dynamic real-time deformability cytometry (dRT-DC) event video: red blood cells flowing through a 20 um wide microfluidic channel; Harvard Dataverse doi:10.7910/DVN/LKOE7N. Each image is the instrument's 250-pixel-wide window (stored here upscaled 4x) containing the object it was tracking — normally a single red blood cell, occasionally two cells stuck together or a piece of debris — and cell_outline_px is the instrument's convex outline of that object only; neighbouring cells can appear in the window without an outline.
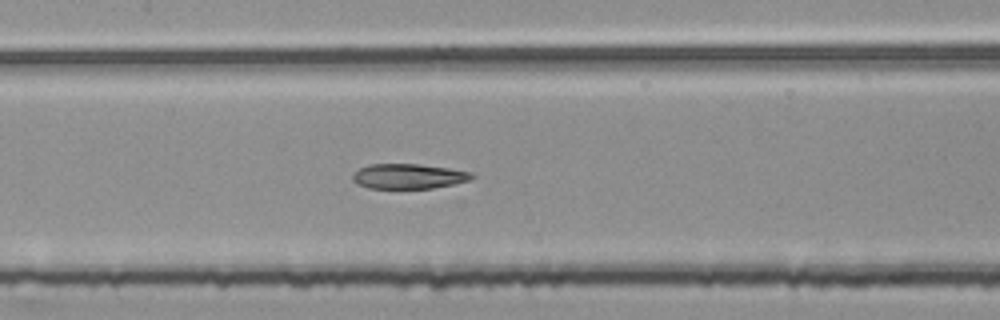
{"species": "common noctule bat (a hibernating species)", "species_latin": "Nyctalus noctula", "temperature_condition": "room temperature", "stored_images_in_passage": 54, "segment_of_instrument_passage": [2, 2], "camera_frame_rate_fps": 3000, "um_per_image_px": 0.085, "animal": {"sex": "female", "body_mass_g": 25.1}, "frame": {"image": 1, "passage_image": 26, "time_ms": 8.333, "image_size_px": [1000, 320], "cell_outline_px": [[476, 176], [468, 180], [452, 184], [432, 188], [368, 188], [356, 184], [352, 180], [352, 176], [360, 168], [368, 164], [420, 164], [448, 168], [472, 172]], "centroid_in_image_um": [34.7, 14.98], "position_along_channel_um": 172.7, "area_um2": 17.28}}
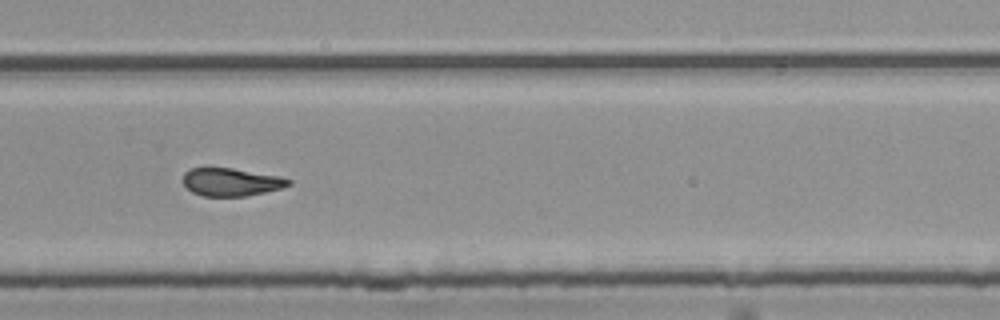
{"frame": {"image": 2, "passage_image": 37, "time_ms": 12.0, "image_size_px": [1000, 320], "cell_outline_px": [[292, 184], [284, 188], [248, 196], [204, 196], [192, 192], [184, 184], [184, 172], [188, 168], [232, 168], [280, 176], [292, 180]], "centroid_in_image_um": [19.7, 15.47], "position_along_channel_um": 310.1, "area_um2": 17.28}}
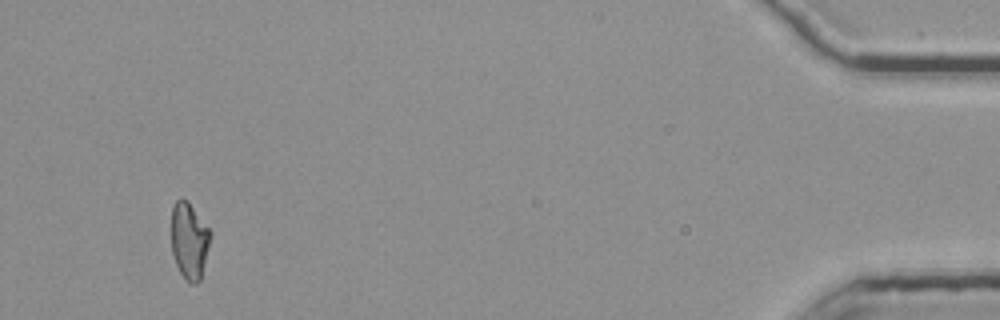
{"frame": {"image": 3, "passage_image": 52, "time_ms": 17.0, "image_size_px": [1000, 320], "cell_outline_px": [[212, 236], [200, 280], [196, 284], [188, 284], [180, 272], [176, 264], [172, 252], [172, 208], [176, 200], [180, 196], [188, 200], [212, 232]], "centroid_in_image_um": [16.1, 20.44], "position_along_channel_um": 419.1, "area_um2": 17.69}}